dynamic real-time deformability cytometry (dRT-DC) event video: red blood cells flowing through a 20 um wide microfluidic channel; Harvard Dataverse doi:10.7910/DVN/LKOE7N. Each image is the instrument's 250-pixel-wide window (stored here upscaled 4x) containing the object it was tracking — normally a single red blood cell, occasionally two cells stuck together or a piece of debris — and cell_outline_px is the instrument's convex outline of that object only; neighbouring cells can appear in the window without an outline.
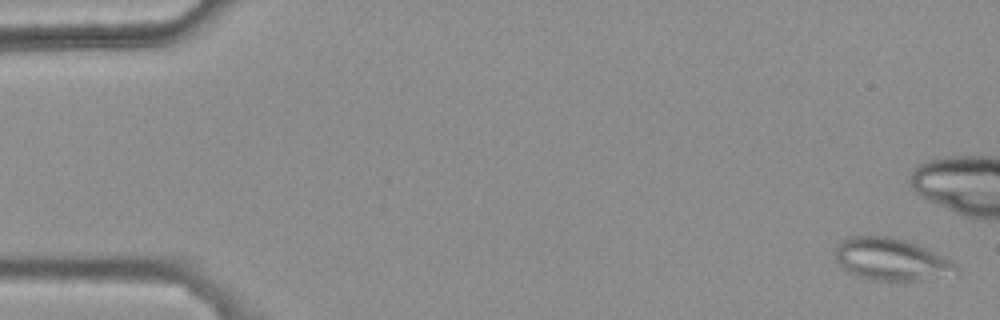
{"species": "common noctule bat (a hibernating species)", "species_latin": "Nyctalus noctula", "temperature_condition": "warm", "stored_images_in_passage": 46, "camera_frame_rate_fps": 3000, "um_per_image_px": 0.085, "animal": {"sex": "female", "body_mass_g": 25.1}, "frame": {"image": 1, "passage_image": 1, "time_ms": 0.0, "image_size_px": [1000, 320], "cell_outline_px": [[960, 272], [920, 280], [872, 280], [856, 276], [848, 272], [836, 260], [836, 244], [848, 236], [892, 236], [916, 244], [956, 264], [960, 268]], "centroid_in_image_um": [75.7, 22.04], "position_along_channel_um": 9.3, "area_um2": 29.36}}
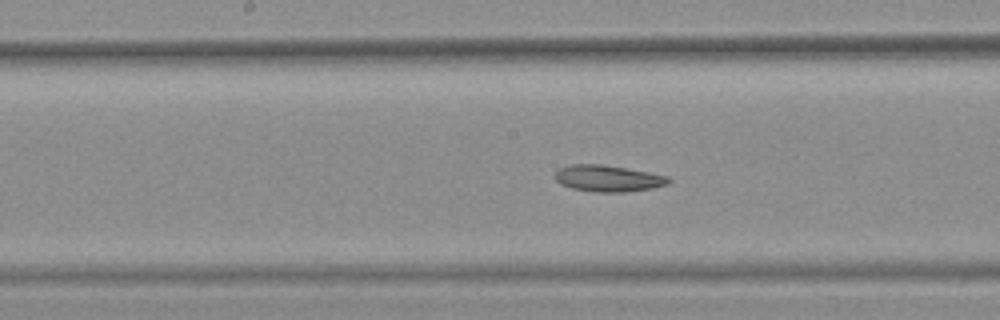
{"frame": {"image": 2, "passage_image": 27, "time_ms": 8.667, "image_size_px": [1000, 320], "cell_outline_px": [[672, 180], [668, 184], [652, 188], [624, 192], [596, 192], [572, 188], [560, 184], [556, 180], [556, 172], [560, 168], [572, 164], [600, 164], [648, 172], [668, 176]], "centroid_in_image_um": [51.7, 15.17], "position_along_channel_um": 196.5, "area_um2": 17.34}}
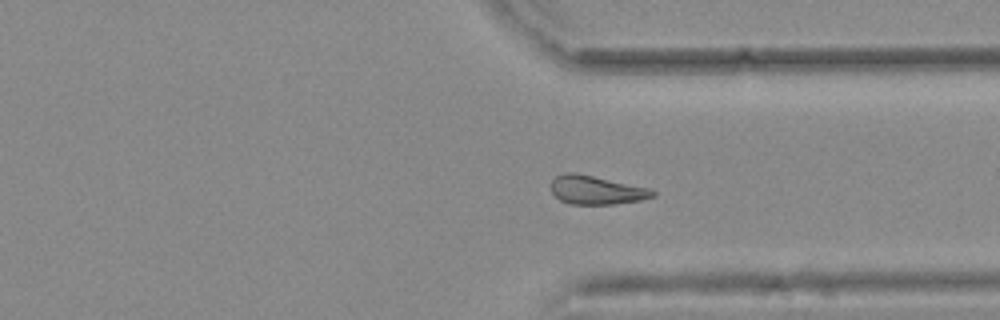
{"frame": {"image": 3, "passage_image": 40, "time_ms": 13.0, "image_size_px": [1000, 320], "cell_outline_px": [[656, 196], [640, 200], [612, 204], [568, 204], [560, 200], [552, 192], [552, 180], [556, 176], [564, 172], [576, 172], [648, 188], [656, 192]], "centroid_in_image_um": [50.67, 16.15], "position_along_channel_um": 360.7, "area_um2": 16.88}}